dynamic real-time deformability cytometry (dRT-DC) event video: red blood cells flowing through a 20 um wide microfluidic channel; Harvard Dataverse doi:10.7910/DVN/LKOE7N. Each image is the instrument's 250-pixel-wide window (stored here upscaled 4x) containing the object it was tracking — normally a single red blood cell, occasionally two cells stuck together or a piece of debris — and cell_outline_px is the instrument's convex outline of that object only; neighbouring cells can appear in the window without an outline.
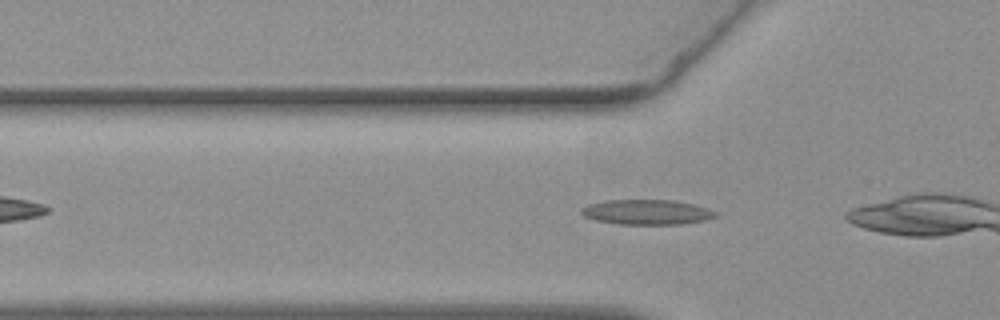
{"species": "common noctule bat (a hibernating species)", "species_latin": "Nyctalus noctula", "temperature_condition": "warm", "stored_images_in_passage": 5, "camera_frame_rate_fps": 3000, "um_per_image_px": 0.085, "animal": {"sex": "female", "body_mass_g": 19.3, "forearm_length_mm": 54.1}, "frame": {"image": 1, "passage_image": 2, "time_ms": 0.333, "image_size_px": [1000, 320], "cell_outline_px": [[720, 212], [716, 216], [704, 220], [680, 224], [620, 224], [596, 220], [584, 216], [580, 212], [580, 208], [588, 204], [604, 200], [672, 200], [692, 204], [708, 208]], "centroid_in_image_um": [54.97, 18.02], "position_along_channel_um": 70.8, "area_um2": 19.54}}